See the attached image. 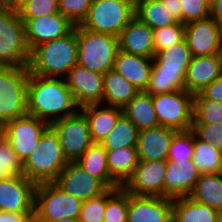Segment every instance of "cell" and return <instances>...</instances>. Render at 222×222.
Here are the masks:
<instances>
[{"instance_id":"7","label":"cell","mask_w":222,"mask_h":222,"mask_svg":"<svg viewBox=\"0 0 222 222\" xmlns=\"http://www.w3.org/2000/svg\"><path fill=\"white\" fill-rule=\"evenodd\" d=\"M82 201L55 182L36 185L33 222H52L65 217L79 219Z\"/></svg>"},{"instance_id":"1","label":"cell","mask_w":222,"mask_h":222,"mask_svg":"<svg viewBox=\"0 0 222 222\" xmlns=\"http://www.w3.org/2000/svg\"><path fill=\"white\" fill-rule=\"evenodd\" d=\"M79 108L64 78L29 74L27 81V114L48 125L75 114Z\"/></svg>"},{"instance_id":"10","label":"cell","mask_w":222,"mask_h":222,"mask_svg":"<svg viewBox=\"0 0 222 222\" xmlns=\"http://www.w3.org/2000/svg\"><path fill=\"white\" fill-rule=\"evenodd\" d=\"M193 98L185 89L152 95L158 124L176 131L192 129Z\"/></svg>"},{"instance_id":"52","label":"cell","mask_w":222,"mask_h":222,"mask_svg":"<svg viewBox=\"0 0 222 222\" xmlns=\"http://www.w3.org/2000/svg\"><path fill=\"white\" fill-rule=\"evenodd\" d=\"M130 2H132L134 5H136L138 2L142 1V0H129Z\"/></svg>"},{"instance_id":"21","label":"cell","mask_w":222,"mask_h":222,"mask_svg":"<svg viewBox=\"0 0 222 222\" xmlns=\"http://www.w3.org/2000/svg\"><path fill=\"white\" fill-rule=\"evenodd\" d=\"M175 132L160 125L140 130L136 146L139 161H166Z\"/></svg>"},{"instance_id":"33","label":"cell","mask_w":222,"mask_h":222,"mask_svg":"<svg viewBox=\"0 0 222 222\" xmlns=\"http://www.w3.org/2000/svg\"><path fill=\"white\" fill-rule=\"evenodd\" d=\"M194 165L201 174L222 172V153L211 143L201 141L194 133Z\"/></svg>"},{"instance_id":"29","label":"cell","mask_w":222,"mask_h":222,"mask_svg":"<svg viewBox=\"0 0 222 222\" xmlns=\"http://www.w3.org/2000/svg\"><path fill=\"white\" fill-rule=\"evenodd\" d=\"M138 163L137 147H124L107 151L109 174L121 187L132 176Z\"/></svg>"},{"instance_id":"35","label":"cell","mask_w":222,"mask_h":222,"mask_svg":"<svg viewBox=\"0 0 222 222\" xmlns=\"http://www.w3.org/2000/svg\"><path fill=\"white\" fill-rule=\"evenodd\" d=\"M128 192L123 188L106 190V208L103 222H127Z\"/></svg>"},{"instance_id":"2","label":"cell","mask_w":222,"mask_h":222,"mask_svg":"<svg viewBox=\"0 0 222 222\" xmlns=\"http://www.w3.org/2000/svg\"><path fill=\"white\" fill-rule=\"evenodd\" d=\"M192 54L185 39L154 54L146 93L163 94L185 89V76Z\"/></svg>"},{"instance_id":"23","label":"cell","mask_w":222,"mask_h":222,"mask_svg":"<svg viewBox=\"0 0 222 222\" xmlns=\"http://www.w3.org/2000/svg\"><path fill=\"white\" fill-rule=\"evenodd\" d=\"M118 46L123 52L153 58L155 54L153 30L134 16L121 31Z\"/></svg>"},{"instance_id":"34","label":"cell","mask_w":222,"mask_h":222,"mask_svg":"<svg viewBox=\"0 0 222 222\" xmlns=\"http://www.w3.org/2000/svg\"><path fill=\"white\" fill-rule=\"evenodd\" d=\"M138 132L137 127L125 115H122L115 127L100 144L106 151L124 147H136Z\"/></svg>"},{"instance_id":"44","label":"cell","mask_w":222,"mask_h":222,"mask_svg":"<svg viewBox=\"0 0 222 222\" xmlns=\"http://www.w3.org/2000/svg\"><path fill=\"white\" fill-rule=\"evenodd\" d=\"M192 130L198 139L206 143H211L222 153V125L193 124Z\"/></svg>"},{"instance_id":"20","label":"cell","mask_w":222,"mask_h":222,"mask_svg":"<svg viewBox=\"0 0 222 222\" xmlns=\"http://www.w3.org/2000/svg\"><path fill=\"white\" fill-rule=\"evenodd\" d=\"M166 167L164 197L175 199L189 196L201 176L193 160L190 162L166 160Z\"/></svg>"},{"instance_id":"39","label":"cell","mask_w":222,"mask_h":222,"mask_svg":"<svg viewBox=\"0 0 222 222\" xmlns=\"http://www.w3.org/2000/svg\"><path fill=\"white\" fill-rule=\"evenodd\" d=\"M59 12V0H25L18 10L21 20L25 23L34 19Z\"/></svg>"},{"instance_id":"46","label":"cell","mask_w":222,"mask_h":222,"mask_svg":"<svg viewBox=\"0 0 222 222\" xmlns=\"http://www.w3.org/2000/svg\"><path fill=\"white\" fill-rule=\"evenodd\" d=\"M34 212H3L0 210V222H32Z\"/></svg>"},{"instance_id":"31","label":"cell","mask_w":222,"mask_h":222,"mask_svg":"<svg viewBox=\"0 0 222 222\" xmlns=\"http://www.w3.org/2000/svg\"><path fill=\"white\" fill-rule=\"evenodd\" d=\"M189 197L222 214V172L201 174Z\"/></svg>"},{"instance_id":"45","label":"cell","mask_w":222,"mask_h":222,"mask_svg":"<svg viewBox=\"0 0 222 222\" xmlns=\"http://www.w3.org/2000/svg\"><path fill=\"white\" fill-rule=\"evenodd\" d=\"M206 99L222 103V75L200 92Z\"/></svg>"},{"instance_id":"32","label":"cell","mask_w":222,"mask_h":222,"mask_svg":"<svg viewBox=\"0 0 222 222\" xmlns=\"http://www.w3.org/2000/svg\"><path fill=\"white\" fill-rule=\"evenodd\" d=\"M135 16L152 30L176 24L160 0H142L135 5Z\"/></svg>"},{"instance_id":"50","label":"cell","mask_w":222,"mask_h":222,"mask_svg":"<svg viewBox=\"0 0 222 222\" xmlns=\"http://www.w3.org/2000/svg\"><path fill=\"white\" fill-rule=\"evenodd\" d=\"M52 222H79V219H72V218H63V219H60L58 221H52Z\"/></svg>"},{"instance_id":"22","label":"cell","mask_w":222,"mask_h":222,"mask_svg":"<svg viewBox=\"0 0 222 222\" xmlns=\"http://www.w3.org/2000/svg\"><path fill=\"white\" fill-rule=\"evenodd\" d=\"M221 75L222 53L192 57L185 76V90L198 94Z\"/></svg>"},{"instance_id":"8","label":"cell","mask_w":222,"mask_h":222,"mask_svg":"<svg viewBox=\"0 0 222 222\" xmlns=\"http://www.w3.org/2000/svg\"><path fill=\"white\" fill-rule=\"evenodd\" d=\"M30 53L18 11L0 8V66L28 67Z\"/></svg>"},{"instance_id":"37","label":"cell","mask_w":222,"mask_h":222,"mask_svg":"<svg viewBox=\"0 0 222 222\" xmlns=\"http://www.w3.org/2000/svg\"><path fill=\"white\" fill-rule=\"evenodd\" d=\"M194 152V132L192 129L176 131L170 144L167 160L190 162Z\"/></svg>"},{"instance_id":"16","label":"cell","mask_w":222,"mask_h":222,"mask_svg":"<svg viewBox=\"0 0 222 222\" xmlns=\"http://www.w3.org/2000/svg\"><path fill=\"white\" fill-rule=\"evenodd\" d=\"M36 184L24 175L0 178V210L34 212Z\"/></svg>"},{"instance_id":"18","label":"cell","mask_w":222,"mask_h":222,"mask_svg":"<svg viewBox=\"0 0 222 222\" xmlns=\"http://www.w3.org/2000/svg\"><path fill=\"white\" fill-rule=\"evenodd\" d=\"M55 183L81 201L97 197L107 190L97 178L90 176L76 162H68Z\"/></svg>"},{"instance_id":"43","label":"cell","mask_w":222,"mask_h":222,"mask_svg":"<svg viewBox=\"0 0 222 222\" xmlns=\"http://www.w3.org/2000/svg\"><path fill=\"white\" fill-rule=\"evenodd\" d=\"M106 208V191L101 195L82 201L79 222H103Z\"/></svg>"},{"instance_id":"19","label":"cell","mask_w":222,"mask_h":222,"mask_svg":"<svg viewBox=\"0 0 222 222\" xmlns=\"http://www.w3.org/2000/svg\"><path fill=\"white\" fill-rule=\"evenodd\" d=\"M173 199L128 193L127 222H172Z\"/></svg>"},{"instance_id":"5","label":"cell","mask_w":222,"mask_h":222,"mask_svg":"<svg viewBox=\"0 0 222 222\" xmlns=\"http://www.w3.org/2000/svg\"><path fill=\"white\" fill-rule=\"evenodd\" d=\"M76 40L77 64L101 74L113 69L119 49L118 37L91 32L76 25Z\"/></svg>"},{"instance_id":"17","label":"cell","mask_w":222,"mask_h":222,"mask_svg":"<svg viewBox=\"0 0 222 222\" xmlns=\"http://www.w3.org/2000/svg\"><path fill=\"white\" fill-rule=\"evenodd\" d=\"M24 25L26 41L30 51L43 43L64 37L75 27L60 12L28 19Z\"/></svg>"},{"instance_id":"12","label":"cell","mask_w":222,"mask_h":222,"mask_svg":"<svg viewBox=\"0 0 222 222\" xmlns=\"http://www.w3.org/2000/svg\"><path fill=\"white\" fill-rule=\"evenodd\" d=\"M48 124L35 116L25 114L4 124V138L22 163L36 148Z\"/></svg>"},{"instance_id":"9","label":"cell","mask_w":222,"mask_h":222,"mask_svg":"<svg viewBox=\"0 0 222 222\" xmlns=\"http://www.w3.org/2000/svg\"><path fill=\"white\" fill-rule=\"evenodd\" d=\"M28 67L0 66V121L27 114Z\"/></svg>"},{"instance_id":"28","label":"cell","mask_w":222,"mask_h":222,"mask_svg":"<svg viewBox=\"0 0 222 222\" xmlns=\"http://www.w3.org/2000/svg\"><path fill=\"white\" fill-rule=\"evenodd\" d=\"M103 104L124 108L139 90L114 69L103 74Z\"/></svg>"},{"instance_id":"51","label":"cell","mask_w":222,"mask_h":222,"mask_svg":"<svg viewBox=\"0 0 222 222\" xmlns=\"http://www.w3.org/2000/svg\"><path fill=\"white\" fill-rule=\"evenodd\" d=\"M4 138V124L0 121V141Z\"/></svg>"},{"instance_id":"13","label":"cell","mask_w":222,"mask_h":222,"mask_svg":"<svg viewBox=\"0 0 222 222\" xmlns=\"http://www.w3.org/2000/svg\"><path fill=\"white\" fill-rule=\"evenodd\" d=\"M184 39L192 57L222 53V26L212 17L185 24Z\"/></svg>"},{"instance_id":"26","label":"cell","mask_w":222,"mask_h":222,"mask_svg":"<svg viewBox=\"0 0 222 222\" xmlns=\"http://www.w3.org/2000/svg\"><path fill=\"white\" fill-rule=\"evenodd\" d=\"M222 214L187 197L173 199L172 222H221Z\"/></svg>"},{"instance_id":"47","label":"cell","mask_w":222,"mask_h":222,"mask_svg":"<svg viewBox=\"0 0 222 222\" xmlns=\"http://www.w3.org/2000/svg\"><path fill=\"white\" fill-rule=\"evenodd\" d=\"M163 6L166 7L169 14L178 22L182 23L181 1L180 0H160Z\"/></svg>"},{"instance_id":"3","label":"cell","mask_w":222,"mask_h":222,"mask_svg":"<svg viewBox=\"0 0 222 222\" xmlns=\"http://www.w3.org/2000/svg\"><path fill=\"white\" fill-rule=\"evenodd\" d=\"M77 64L76 25L64 37L43 43L30 53L29 74L64 78Z\"/></svg>"},{"instance_id":"49","label":"cell","mask_w":222,"mask_h":222,"mask_svg":"<svg viewBox=\"0 0 222 222\" xmlns=\"http://www.w3.org/2000/svg\"><path fill=\"white\" fill-rule=\"evenodd\" d=\"M25 0H0V8L1 9H9L18 11Z\"/></svg>"},{"instance_id":"24","label":"cell","mask_w":222,"mask_h":222,"mask_svg":"<svg viewBox=\"0 0 222 222\" xmlns=\"http://www.w3.org/2000/svg\"><path fill=\"white\" fill-rule=\"evenodd\" d=\"M152 64L153 58L126 53L118 49L113 69L139 91H145L149 84Z\"/></svg>"},{"instance_id":"4","label":"cell","mask_w":222,"mask_h":222,"mask_svg":"<svg viewBox=\"0 0 222 222\" xmlns=\"http://www.w3.org/2000/svg\"><path fill=\"white\" fill-rule=\"evenodd\" d=\"M67 164L56 130L47 125L36 148L23 163V175L36 185L55 182Z\"/></svg>"},{"instance_id":"25","label":"cell","mask_w":222,"mask_h":222,"mask_svg":"<svg viewBox=\"0 0 222 222\" xmlns=\"http://www.w3.org/2000/svg\"><path fill=\"white\" fill-rule=\"evenodd\" d=\"M79 110L87 118L93 143H101L123 115L122 108L102 103L88 105Z\"/></svg>"},{"instance_id":"38","label":"cell","mask_w":222,"mask_h":222,"mask_svg":"<svg viewBox=\"0 0 222 222\" xmlns=\"http://www.w3.org/2000/svg\"><path fill=\"white\" fill-rule=\"evenodd\" d=\"M155 53L175 45L185 38V24L177 22L176 24L165 26L153 30Z\"/></svg>"},{"instance_id":"27","label":"cell","mask_w":222,"mask_h":222,"mask_svg":"<svg viewBox=\"0 0 222 222\" xmlns=\"http://www.w3.org/2000/svg\"><path fill=\"white\" fill-rule=\"evenodd\" d=\"M76 163L90 176L97 178L107 189L121 187L109 174L107 151L100 143H93Z\"/></svg>"},{"instance_id":"36","label":"cell","mask_w":222,"mask_h":222,"mask_svg":"<svg viewBox=\"0 0 222 222\" xmlns=\"http://www.w3.org/2000/svg\"><path fill=\"white\" fill-rule=\"evenodd\" d=\"M193 124L222 125V103L206 99L201 93L193 98Z\"/></svg>"},{"instance_id":"40","label":"cell","mask_w":222,"mask_h":222,"mask_svg":"<svg viewBox=\"0 0 222 222\" xmlns=\"http://www.w3.org/2000/svg\"><path fill=\"white\" fill-rule=\"evenodd\" d=\"M23 175V163L3 138L0 141V176L13 177Z\"/></svg>"},{"instance_id":"11","label":"cell","mask_w":222,"mask_h":222,"mask_svg":"<svg viewBox=\"0 0 222 222\" xmlns=\"http://www.w3.org/2000/svg\"><path fill=\"white\" fill-rule=\"evenodd\" d=\"M50 125L58 134V140L68 162H76L93 144L87 118L80 110Z\"/></svg>"},{"instance_id":"48","label":"cell","mask_w":222,"mask_h":222,"mask_svg":"<svg viewBox=\"0 0 222 222\" xmlns=\"http://www.w3.org/2000/svg\"><path fill=\"white\" fill-rule=\"evenodd\" d=\"M210 17L216 19L222 26V0H210Z\"/></svg>"},{"instance_id":"42","label":"cell","mask_w":222,"mask_h":222,"mask_svg":"<svg viewBox=\"0 0 222 222\" xmlns=\"http://www.w3.org/2000/svg\"><path fill=\"white\" fill-rule=\"evenodd\" d=\"M92 0H59V12L74 25H80L86 18Z\"/></svg>"},{"instance_id":"14","label":"cell","mask_w":222,"mask_h":222,"mask_svg":"<svg viewBox=\"0 0 222 222\" xmlns=\"http://www.w3.org/2000/svg\"><path fill=\"white\" fill-rule=\"evenodd\" d=\"M64 79L79 109L88 105L103 104V74L76 64Z\"/></svg>"},{"instance_id":"15","label":"cell","mask_w":222,"mask_h":222,"mask_svg":"<svg viewBox=\"0 0 222 222\" xmlns=\"http://www.w3.org/2000/svg\"><path fill=\"white\" fill-rule=\"evenodd\" d=\"M166 161H139L132 176L122 186L135 196L164 197Z\"/></svg>"},{"instance_id":"30","label":"cell","mask_w":222,"mask_h":222,"mask_svg":"<svg viewBox=\"0 0 222 222\" xmlns=\"http://www.w3.org/2000/svg\"><path fill=\"white\" fill-rule=\"evenodd\" d=\"M122 109L123 115H125L139 131L159 125L152 103V95L145 91H139Z\"/></svg>"},{"instance_id":"41","label":"cell","mask_w":222,"mask_h":222,"mask_svg":"<svg viewBox=\"0 0 222 222\" xmlns=\"http://www.w3.org/2000/svg\"><path fill=\"white\" fill-rule=\"evenodd\" d=\"M182 24L210 17V0H180Z\"/></svg>"},{"instance_id":"6","label":"cell","mask_w":222,"mask_h":222,"mask_svg":"<svg viewBox=\"0 0 222 222\" xmlns=\"http://www.w3.org/2000/svg\"><path fill=\"white\" fill-rule=\"evenodd\" d=\"M135 16V5L129 0H92L80 26L88 31L119 37Z\"/></svg>"}]
</instances>
